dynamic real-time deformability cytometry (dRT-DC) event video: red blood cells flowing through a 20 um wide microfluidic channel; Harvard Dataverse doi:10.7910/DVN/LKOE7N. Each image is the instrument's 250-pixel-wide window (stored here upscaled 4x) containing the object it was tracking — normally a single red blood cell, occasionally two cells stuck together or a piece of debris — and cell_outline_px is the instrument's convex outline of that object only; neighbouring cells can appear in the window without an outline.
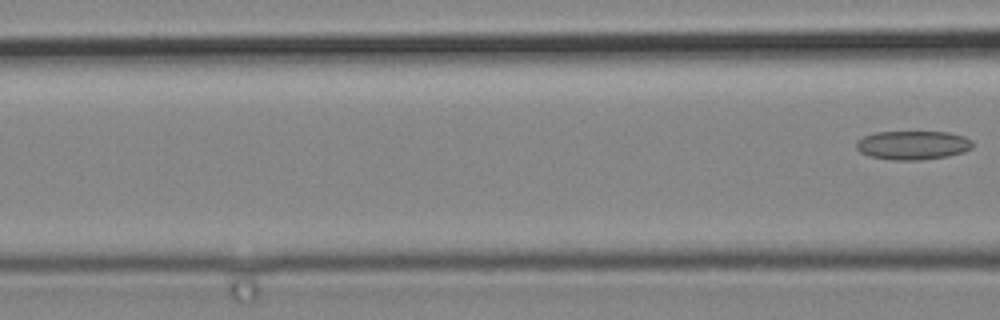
{"species": "common noctule bat (a hibernating species)", "species_latin": "Nyctalus noctula", "temperature_condition": "cold", "stored_images_in_passage": 3, "segment_of_instrument_passage": [2, 2], "camera_frame_rate_fps": 3000, "um_per_image_px": 0.085, "animal": {"sex": "male", "body_mass_g": 19.2, "forearm_length_mm": 51.8}, "frame": {"image": 1, "passage_image": 3, "time_ms": 0.667, "image_size_px": [1000, 320], "cell_outline_px": [[972, 148], [964, 152], [948, 156], [920, 160], [892, 160], [868, 156], [860, 152], [856, 148], [856, 140], [864, 136], [876, 132], [948, 132], [964, 136], [972, 140]], "centroid_in_image_um": [77.58, 12.34], "position_along_channel_um": 89.0, "area_um2": 19.71}}